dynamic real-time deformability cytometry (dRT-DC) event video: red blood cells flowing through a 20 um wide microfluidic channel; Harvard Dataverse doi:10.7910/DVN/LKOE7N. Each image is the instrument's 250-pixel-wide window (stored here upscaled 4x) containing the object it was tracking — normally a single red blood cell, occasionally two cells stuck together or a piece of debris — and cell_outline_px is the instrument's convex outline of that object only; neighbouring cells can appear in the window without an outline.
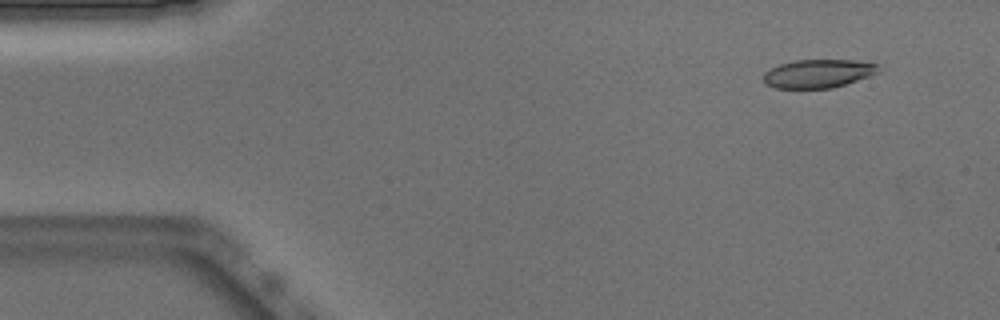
{"species": "Egyptian fruit bat (a non-hibernating species)", "species_latin": "Rousettus aegyptiacus", "temperature_condition": "warm", "stored_images_in_passage": 51, "camera_frame_rate_fps": 3000, "um_per_image_px": 0.085, "animal": {"sex": "male"}, "frame": {"image": 1, "passage_image": 4, "time_ms": 1.0, "image_size_px": [1000, 320], "cell_outline_px": [[880, 72], [832, 88], [776, 88], [764, 84], [764, 72], [780, 64], [796, 60], [856, 60], [880, 64]], "centroid_in_image_um": [69.56, 6.25], "position_along_channel_um": 15.4, "area_um2": 19.02}}
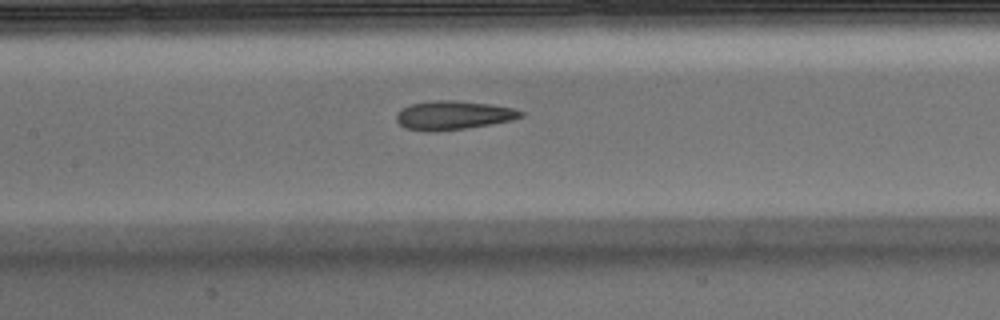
{"frame": {"image": 2, "passage_image": 23, "time_ms": 7.333, "image_size_px": [1000, 320], "cell_outline_px": [[524, 116], [512, 120], [492, 124], [468, 128], [436, 132], [424, 132], [404, 128], [396, 120], [396, 116], [404, 108], [412, 104], [432, 100], [456, 100], [488, 104], [516, 108], [524, 112]], "centroid_in_image_um": [38.56, 9.81], "position_along_channel_um": 168.8, "area_um2": 21.1}}
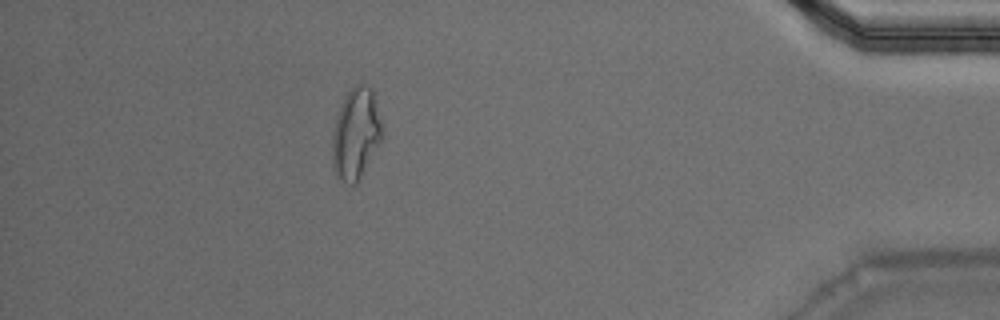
{"frame": {"image": 3, "passage_image": 45, "time_ms": 14.667, "image_size_px": [1000, 320], "cell_outline_px": [[384, 132], [360, 180], [356, 184], [352, 184], [336, 176], [332, 168], [332, 128], [336, 116], [344, 96], [356, 84], [364, 84], [372, 88]], "centroid_in_image_um": [30.23, 11.36], "position_along_channel_um": 405.0, "area_um2": 26.59}, "authors_computed_cell_mechanics": {"area_um2": 21.097, "velocity_mm_per_s": 3.9118, "shape_relaxation_time_tau1_ms": null, "shape_relaxation_time_tau2_ms": 1.6439, "deformation_change_tau1": null, "deformation_change_tau2": 0.1085}}